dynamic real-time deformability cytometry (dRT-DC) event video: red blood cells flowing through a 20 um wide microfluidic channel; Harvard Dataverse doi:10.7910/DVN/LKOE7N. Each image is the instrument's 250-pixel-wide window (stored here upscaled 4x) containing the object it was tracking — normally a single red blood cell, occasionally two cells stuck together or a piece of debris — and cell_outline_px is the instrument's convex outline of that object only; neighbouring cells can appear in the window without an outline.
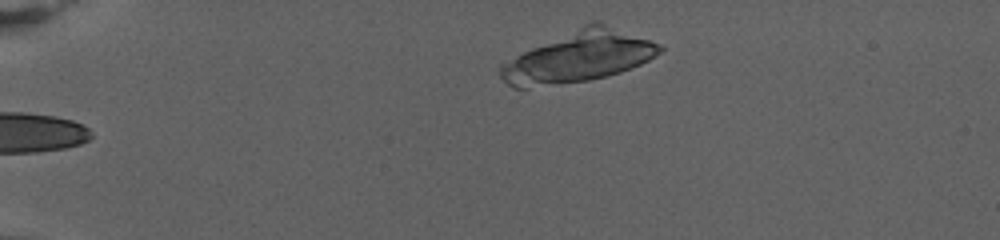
{"species": "human", "species_latin": "Homo sapiens", "temperature_condition": "warm", "stored_images_in_passage": 45, "camera_frame_rate_fps": 3000, "um_per_image_px": 0.085, "donor": {"sex": "female"}, "frame": {"image": 1, "passage_image": 2, "time_ms": 0.333, "image_size_px": [1000, 240], "cell_outline_px": [[664, 48], [656, 56], [640, 64], [620, 72], [588, 80], [524, 88], [512, 88], [500, 76], [500, 64], [532, 48], [592, 20], [600, 20], [660, 44]], "centroid_in_image_um": [49.22, 4.8], "position_along_channel_um": 35.8, "area_um2": 46.88}}